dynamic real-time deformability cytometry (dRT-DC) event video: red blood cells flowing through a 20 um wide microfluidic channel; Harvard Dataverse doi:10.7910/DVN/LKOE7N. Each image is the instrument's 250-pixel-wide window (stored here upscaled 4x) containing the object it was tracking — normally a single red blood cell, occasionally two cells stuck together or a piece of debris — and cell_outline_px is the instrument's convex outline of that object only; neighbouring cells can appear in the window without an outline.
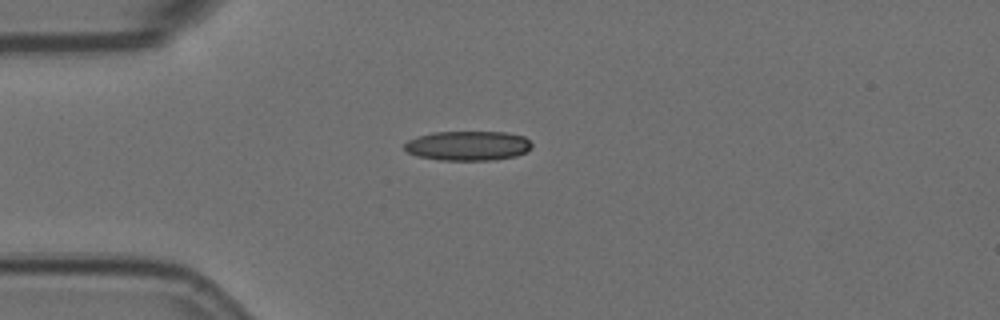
{"species": "Egyptian fruit bat (a non-hibernating species)", "species_latin": "Rousettus aegyptiacus", "temperature_condition": "room temperature", "stored_images_in_passage": 43, "camera_frame_rate_fps": 3000, "um_per_image_px": 0.085, "animal": {"sex": "female"}, "frame": {"image": 1, "passage_image": 1, "time_ms": 0.0, "image_size_px": [1000, 320], "cell_outline_px": [[532, 148], [516, 156], [492, 160], [440, 160], [416, 156], [408, 152], [404, 148], [404, 144], [408, 140], [416, 136], [432, 132], [508, 132], [524, 136], [532, 144]], "centroid_in_image_um": [39.76, 12.38], "position_along_channel_um": 45.2, "area_um2": 22.08}}
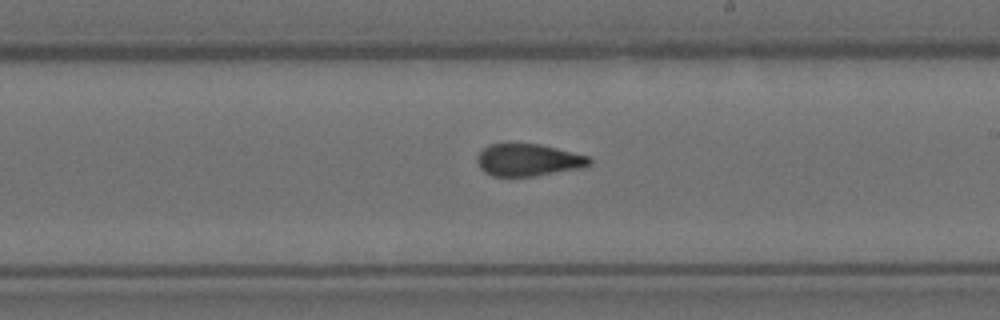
{"frame": {"image": 2, "passage_image": 19, "time_ms": 6.0, "image_size_px": [1000, 320], "cell_outline_px": [[592, 164], [580, 168], [532, 176], [492, 176], [484, 172], [480, 168], [476, 160], [476, 156], [488, 144], [540, 144], [588, 156], [592, 160]], "centroid_in_image_um": [44.88, 13.6], "position_along_channel_um": 244.1, "area_um2": 20.92}}
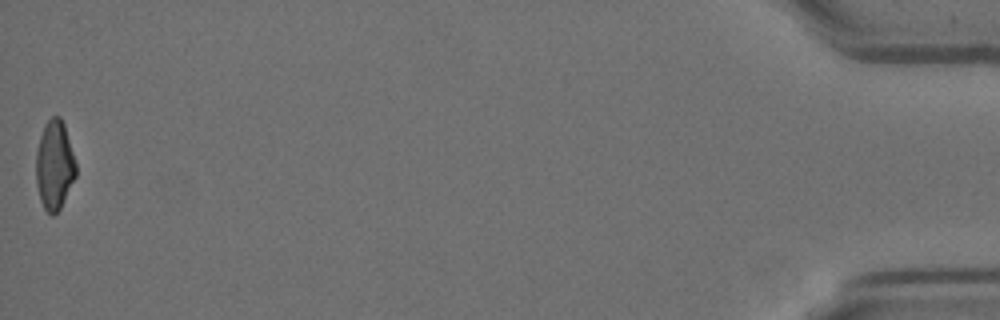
{"frame": {"image": 3, "passage_image": 43, "time_ms": 14.0, "image_size_px": [1000, 320], "cell_outline_px": [[76, 176], [60, 208], [52, 216], [44, 208], [40, 200], [36, 184], [36, 152], [40, 136], [44, 124], [52, 116], [60, 116], [64, 124], [76, 164]], "centroid_in_image_um": [4.62, 14.03], "position_along_channel_um": 430.6, "area_um2": 20.63}, "authors_computed_cell_mechanics": {"area_um2": 21.675, "velocity_mm_per_s": 3.5745, "shape_relaxation_time_tau1_ms": 7.5024, "shape_relaxation_time_tau2_ms": 1.7912, "deformation_change_tau1": 0.1765, "deformation_change_tau2": 0.0886}}